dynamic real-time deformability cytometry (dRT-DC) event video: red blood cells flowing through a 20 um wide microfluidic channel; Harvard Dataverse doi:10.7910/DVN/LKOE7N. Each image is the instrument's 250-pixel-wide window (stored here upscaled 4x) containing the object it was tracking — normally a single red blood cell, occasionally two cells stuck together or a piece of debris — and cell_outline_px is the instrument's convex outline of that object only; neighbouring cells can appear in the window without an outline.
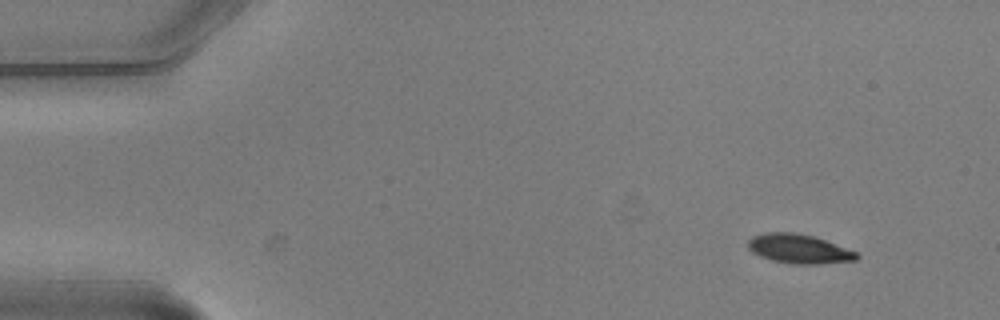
{"species": "common noctule bat (a hibernating species)", "species_latin": "Nyctalus noctula", "temperature_condition": "warm", "stored_images_in_passage": 4, "camera_frame_rate_fps": 3000, "um_per_image_px": 0.085, "animal": {"sex": "male", "body_mass_g": 20.5, "forearm_length_mm": 52.5}, "frame": {"image": 1, "passage_image": 1, "time_ms": 0.0, "image_size_px": [1000, 320], "cell_outline_px": [[860, 256], [856, 260], [820, 264], [792, 264], [772, 260], [760, 256], [752, 252], [748, 248], [748, 240], [752, 236], [764, 232], [792, 232], [812, 236], [824, 240], [856, 252]], "centroid_in_image_um": [67.87, 21.15], "position_along_channel_um": 17.1, "area_um2": 18.38}}
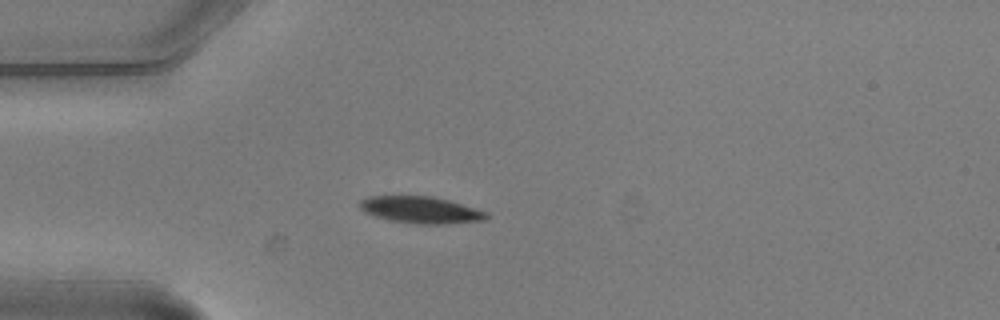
{"frame": {"image": 2, "passage_image": 3, "time_ms": 0.667, "image_size_px": [1000, 320], "cell_outline_px": [[488, 216], [484, 220], [440, 224], [420, 224], [388, 220], [364, 212], [360, 208], [360, 200], [368, 196], [432, 196], [448, 200], [488, 212]], "centroid_in_image_um": [35.74, 17.84], "position_along_channel_um": 49.3, "area_um2": 19.59}}